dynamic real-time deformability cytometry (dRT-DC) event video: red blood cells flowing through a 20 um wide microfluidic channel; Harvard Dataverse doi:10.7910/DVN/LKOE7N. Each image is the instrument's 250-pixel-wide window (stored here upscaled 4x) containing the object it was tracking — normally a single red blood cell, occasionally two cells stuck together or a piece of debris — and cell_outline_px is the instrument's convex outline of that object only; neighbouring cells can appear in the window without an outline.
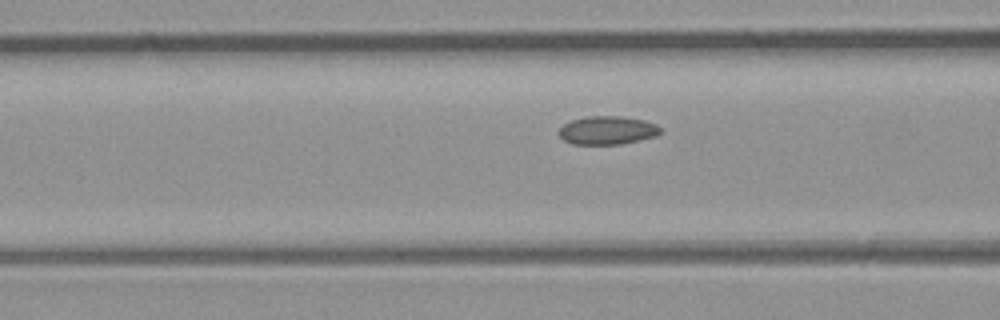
{"species": "common noctule bat (a hibernating species)", "species_latin": "Nyctalus noctula", "temperature_condition": "room temperature", "stored_images_in_passage": 15, "camera_frame_rate_fps": 3000, "um_per_image_px": 0.085, "animal": {"sex": "male", "body_mass_g": 23.1, "forearm_length_mm": 52.7}, "frame": {"image": 1, "passage_image": 13, "time_ms": 4.0, "image_size_px": [1000, 320], "cell_outline_px": [[664, 132], [656, 136], [640, 140], [620, 144], [572, 144], [564, 140], [556, 132], [564, 124], [572, 120], [588, 116], [620, 116], [644, 120], [656, 124], [664, 128]], "centroid_in_image_um": [51.67, 11.08], "position_along_channel_um": 114.9, "area_um2": 16.99}}